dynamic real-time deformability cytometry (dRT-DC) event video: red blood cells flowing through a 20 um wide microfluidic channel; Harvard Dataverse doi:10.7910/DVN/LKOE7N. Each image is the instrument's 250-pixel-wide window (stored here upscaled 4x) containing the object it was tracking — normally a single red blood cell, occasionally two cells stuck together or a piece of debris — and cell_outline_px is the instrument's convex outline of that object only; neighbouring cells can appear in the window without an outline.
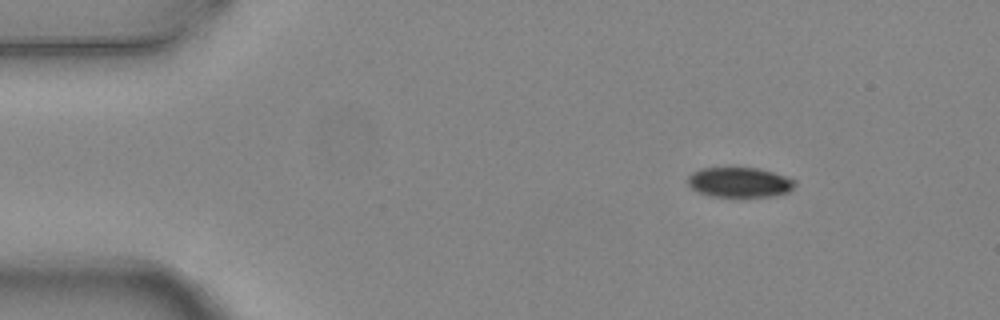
{"species": "common noctule bat (a hibernating species)", "species_latin": "Nyctalus noctula", "temperature_condition": "warm", "stored_images_in_passage": 4, "camera_frame_rate_fps": 3000, "um_per_image_px": 0.085, "animal": {"sex": "female", "body_mass_g": 24.6, "forearm_length_mm": 56.2}, "frame": {"image": 1, "passage_image": 2, "time_ms": 0.333, "image_size_px": [1000, 320], "cell_outline_px": [[796, 184], [788, 192], [772, 196], [740, 200], [712, 196], [700, 192], [692, 188], [688, 184], [688, 176], [692, 172], [700, 168], [760, 168], [796, 180]], "centroid_in_image_um": [62.87, 15.54], "position_along_channel_um": 22.1, "area_um2": 19.36}}